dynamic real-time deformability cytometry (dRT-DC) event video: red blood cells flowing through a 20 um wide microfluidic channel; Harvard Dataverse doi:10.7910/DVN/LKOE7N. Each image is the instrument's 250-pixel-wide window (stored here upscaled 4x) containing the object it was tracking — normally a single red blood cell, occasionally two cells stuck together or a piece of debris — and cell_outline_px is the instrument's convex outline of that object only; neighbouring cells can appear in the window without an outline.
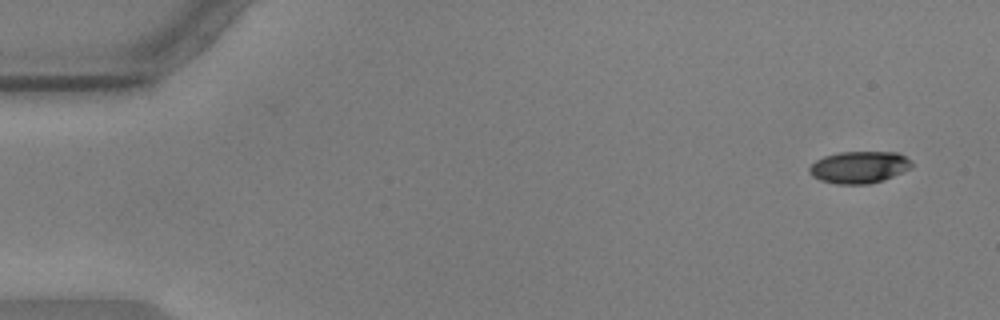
{"species": "common noctule bat (a hibernating species)", "species_latin": "Nyctalus noctula", "temperature_condition": "warm", "stored_images_in_passage": 54, "camera_frame_rate_fps": 3000, "um_per_image_px": 0.085, "animal": {"sex": "male", "body_mass_g": 17.9, "forearm_length_mm": 54.2}, "frame": {"image": 1, "passage_image": 1, "time_ms": 0.0, "image_size_px": [1000, 320], "cell_outline_px": [[912, 168], [884, 180], [868, 184], [836, 184], [820, 180], [812, 176], [808, 172], [808, 168], [816, 160], [824, 156], [840, 152], [900, 152], [912, 160]], "centroid_in_image_um": [73.05, 14.21], "position_along_channel_um": 11.9, "area_um2": 19.31}}
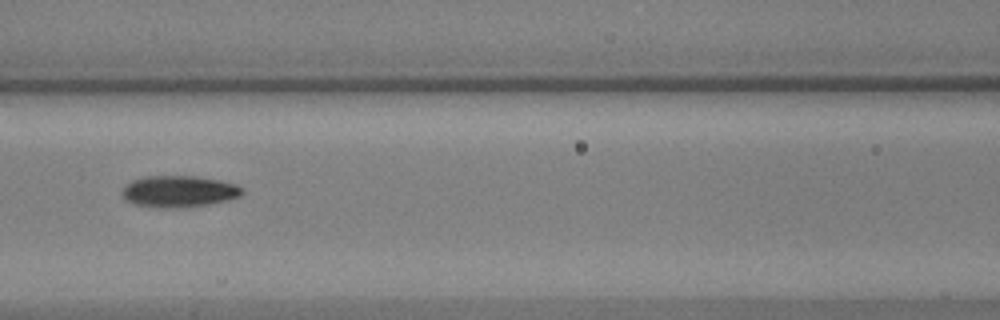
{"frame": {"image": 2, "passage_image": 23, "time_ms": 7.333, "image_size_px": [1000, 320], "cell_outline_px": [[244, 192], [240, 196], [228, 200], [208, 204], [184, 208], [156, 208], [132, 204], [124, 200], [120, 192], [124, 184], [132, 180], [148, 176], [196, 176], [220, 180], [236, 184], [244, 188]], "centroid_in_image_um": [15.17, 16.28], "position_along_channel_um": 151.4, "area_um2": 22.6}}
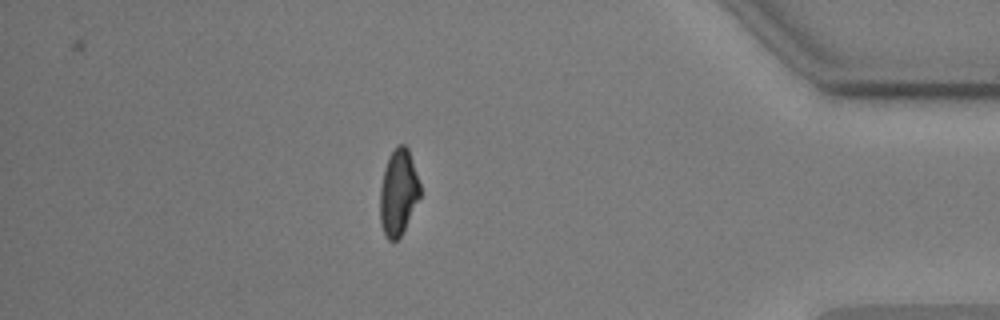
{"frame": {"image": 3, "passage_image": 47, "time_ms": 15.333, "image_size_px": [1000, 320], "cell_outline_px": [[420, 196], [400, 236], [396, 240], [388, 240], [384, 236], [380, 224], [380, 188], [384, 168], [388, 156], [396, 144], [404, 144], [408, 148], [420, 184]], "centroid_in_image_um": [33.83, 16.32], "position_along_channel_um": 401.4, "area_um2": 20.06}, "authors_computed_cell_mechanics": {"area_um2": 20.7791, "velocity_mm_per_s": 3.5948, "shape_relaxation_time_tau1_ms": 4.0783, "shape_relaxation_time_tau2_ms": 2.4281, "deformation_change_tau1": 0.1521, "deformation_change_tau2": 0.0802}}